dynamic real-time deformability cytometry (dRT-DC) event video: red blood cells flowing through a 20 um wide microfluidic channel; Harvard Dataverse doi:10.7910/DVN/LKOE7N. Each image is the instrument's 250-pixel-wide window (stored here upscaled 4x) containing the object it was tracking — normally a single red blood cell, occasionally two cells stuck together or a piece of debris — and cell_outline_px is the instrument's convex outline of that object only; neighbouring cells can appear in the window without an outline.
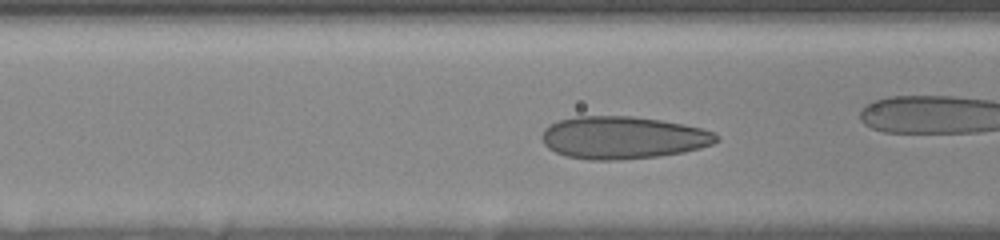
{"species": "human", "species_latin": "Homo sapiens", "temperature_condition": "room temperature", "stored_images_in_passage": 47, "camera_frame_rate_fps": 3000, "um_per_image_px": 0.085, "donor": {"sex": "female"}, "frame": {"image": 1, "passage_image": 21, "time_ms": 5.333, "image_size_px": [1000, 240], "cell_outline_px": [[720, 140], [712, 144], [700, 148], [684, 152], [660, 156], [616, 160], [588, 160], [568, 156], [556, 152], [548, 148], [544, 144], [540, 136], [544, 128], [548, 124], [560, 120], [576, 116], [632, 116], [660, 120], [684, 124], [716, 132], [720, 136]], "centroid_in_image_um": [52.95, 11.69], "position_along_channel_um": 113.6, "area_um2": 43.52}}